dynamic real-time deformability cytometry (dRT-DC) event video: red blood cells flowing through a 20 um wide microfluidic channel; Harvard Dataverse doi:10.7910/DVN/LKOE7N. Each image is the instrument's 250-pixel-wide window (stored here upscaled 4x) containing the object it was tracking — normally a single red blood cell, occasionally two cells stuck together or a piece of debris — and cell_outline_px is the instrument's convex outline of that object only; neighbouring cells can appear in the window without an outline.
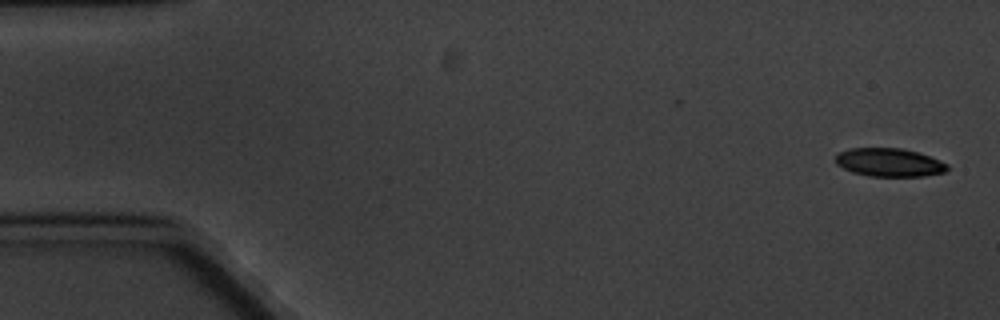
{"species": "common noctule bat (a hibernating species)", "species_latin": "Nyctalus noctula", "temperature_condition": "cold", "stored_images_in_passage": 2, "camera_frame_rate_fps": 3000, "um_per_image_px": 0.085, "animal": {"sex": "male", "body_mass_g": 20.1, "forearm_length_mm": 53.5}, "frame": {"image": 1, "passage_image": 2, "time_ms": 1.0, "image_size_px": [1000, 320], "cell_outline_px": [[948, 168], [944, 172], [924, 176], [868, 176], [852, 172], [836, 164], [836, 152], [848, 148], [900, 148], [916, 152], [940, 160], [948, 164]], "centroid_in_image_um": [75.55, 13.8], "position_along_channel_um": 9.5, "area_um2": 18.44}}